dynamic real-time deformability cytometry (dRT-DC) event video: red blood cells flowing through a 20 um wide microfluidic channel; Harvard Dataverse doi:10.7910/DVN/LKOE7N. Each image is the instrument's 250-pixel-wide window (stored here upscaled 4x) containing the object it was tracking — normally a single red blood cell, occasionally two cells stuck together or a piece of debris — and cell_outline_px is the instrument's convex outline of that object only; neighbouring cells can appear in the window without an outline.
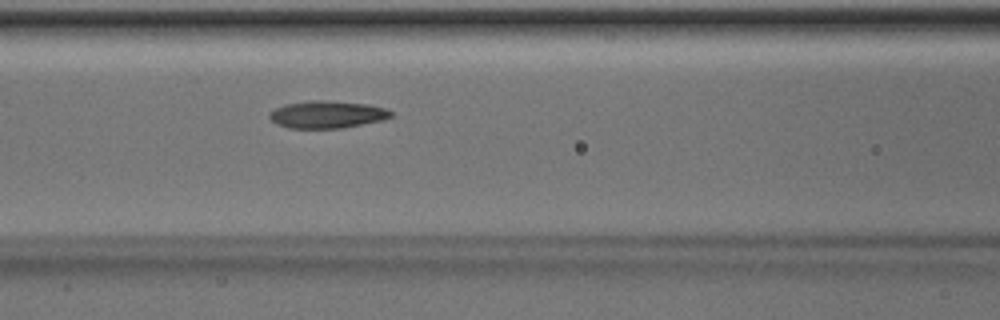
{"species": "Egyptian fruit bat (a non-hibernating species)", "species_latin": "Rousettus aegyptiacus", "temperature_condition": "room temperature", "stored_images_in_passage": 38, "camera_frame_rate_fps": 3000, "um_per_image_px": 0.085, "animal": {"sex": "male"}, "frame": {"image": 1, "passage_image": 9, "time_ms": 2.667, "image_size_px": [1000, 320], "cell_outline_px": [[392, 116], [384, 120], [344, 128], [288, 128], [276, 124], [268, 116], [268, 112], [284, 104], [316, 100], [328, 100], [368, 104], [384, 108], [392, 112]], "centroid_in_image_um": [27.8, 9.73], "position_along_channel_um": 138.8, "area_um2": 19.48}}
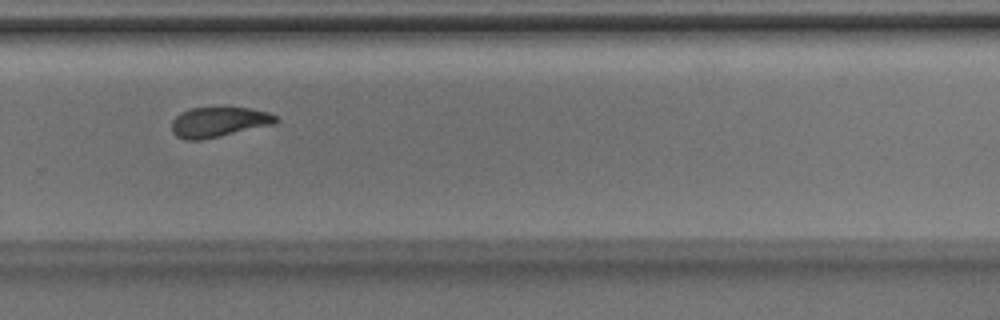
{"frame": {"image": 2, "passage_image": 22, "time_ms": 7.0, "image_size_px": [1000, 320], "cell_outline_px": [[280, 120], [272, 124], [220, 136], [200, 140], [184, 140], [176, 136], [172, 132], [172, 120], [180, 112], [192, 108], [224, 104], [248, 108], [268, 112], [280, 116]], "centroid_in_image_um": [18.59, 10.32], "position_along_channel_um": 311.2, "area_um2": 18.96}}
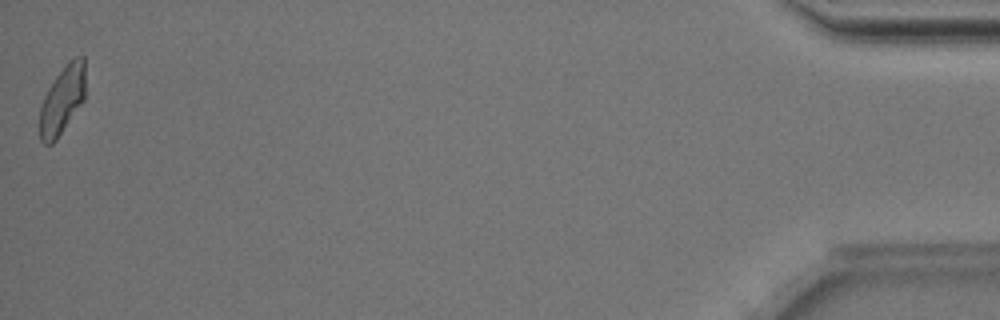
{"frame": {"image": 3, "passage_image": 38, "time_ms": 12.333, "image_size_px": [1000, 320], "cell_outline_px": [[84, 100], [56, 140], [52, 144], [44, 144], [40, 140], [40, 108], [44, 96], [48, 88], [56, 76], [68, 60], [76, 56], [84, 56]], "centroid_in_image_um": [5.29, 8.49], "position_along_channel_um": 429.9, "area_um2": 17.98}, "authors_computed_cell_mechanics": {"area_um2": 18.785, "velocity_mm_per_s": 3.998, "shape_relaxation_time_tau1_ms": 5.2624, "shape_relaxation_time_tau2_ms": 2.4912, "deformation_change_tau1": 0.145, "deformation_change_tau2": 0.0925}}